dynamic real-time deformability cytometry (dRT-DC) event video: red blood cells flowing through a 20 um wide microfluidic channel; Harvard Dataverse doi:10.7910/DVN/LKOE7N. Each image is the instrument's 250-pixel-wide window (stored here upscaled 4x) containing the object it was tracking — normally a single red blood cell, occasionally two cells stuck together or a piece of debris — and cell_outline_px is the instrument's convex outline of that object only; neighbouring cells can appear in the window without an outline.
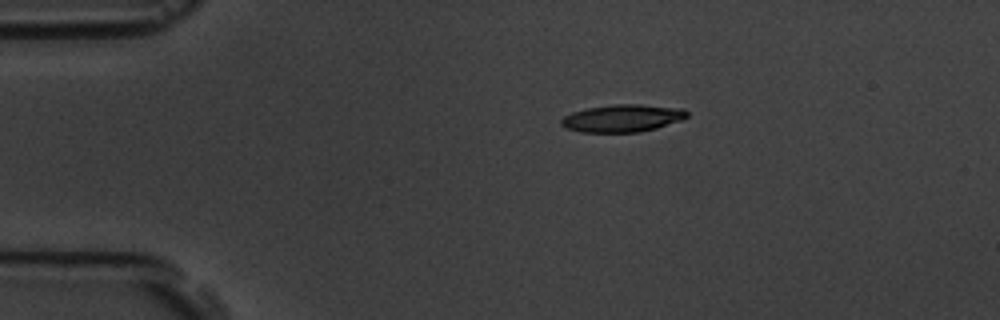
{"species": "common noctule bat (a hibernating species)", "species_latin": "Nyctalus noctula", "temperature_condition": "room temperature", "stored_images_in_passage": 9, "camera_frame_rate_fps": 3000, "um_per_image_px": 0.085, "animal": {"sex": "male", "body_mass_g": 19.5, "forearm_length_mm": 54.6}, "frame": {"image": 1, "passage_image": 1, "time_ms": 0.0, "image_size_px": [1000, 320], "cell_outline_px": [[688, 116], [680, 120], [656, 128], [640, 132], [580, 132], [568, 128], [560, 124], [560, 120], [564, 116], [572, 112], [588, 108], [616, 104], [640, 104], [684, 108], [688, 112]], "centroid_in_image_um": [52.92, 10.04], "position_along_channel_um": 32.1, "area_um2": 20.06}}
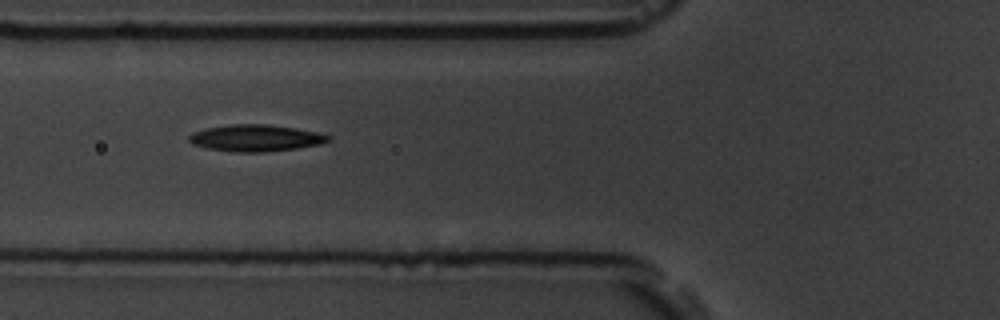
{"frame": {"image": 2, "passage_image": 4, "time_ms": 3.333, "image_size_px": [1000, 320], "cell_outline_px": [[332, 140], [320, 144], [296, 148], [264, 152], [236, 152], [208, 148], [192, 144], [188, 140], [188, 136], [192, 132], [204, 128], [232, 124], [268, 124], [296, 128], [316, 132], [332, 136]], "centroid_in_image_um": [21.73, 11.72], "position_along_channel_um": 104.1, "area_um2": 21.73}}
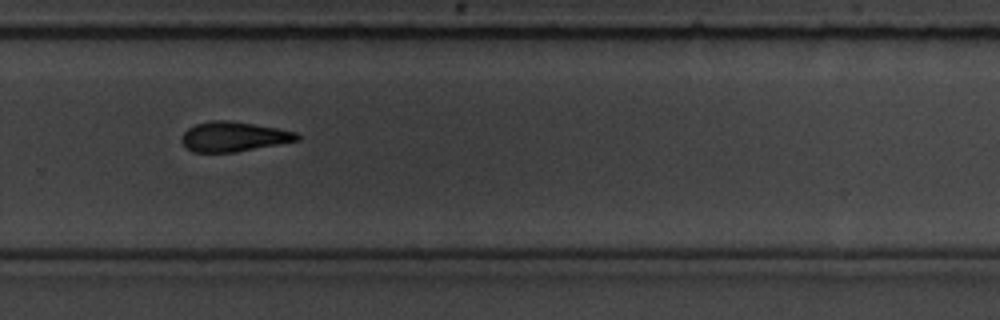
{"frame": {"image": 3, "passage_image": 9, "time_ms": 9.0, "image_size_px": [1000, 320], "cell_outline_px": [[300, 140], [236, 152], [192, 152], [180, 140], [184, 132], [188, 128], [196, 124], [212, 120], [224, 120], [252, 124], [276, 128], [296, 132], [300, 136]], "centroid_in_image_um": [19.85, 11.62], "position_along_channel_um": 309.9, "area_um2": 19.83}}